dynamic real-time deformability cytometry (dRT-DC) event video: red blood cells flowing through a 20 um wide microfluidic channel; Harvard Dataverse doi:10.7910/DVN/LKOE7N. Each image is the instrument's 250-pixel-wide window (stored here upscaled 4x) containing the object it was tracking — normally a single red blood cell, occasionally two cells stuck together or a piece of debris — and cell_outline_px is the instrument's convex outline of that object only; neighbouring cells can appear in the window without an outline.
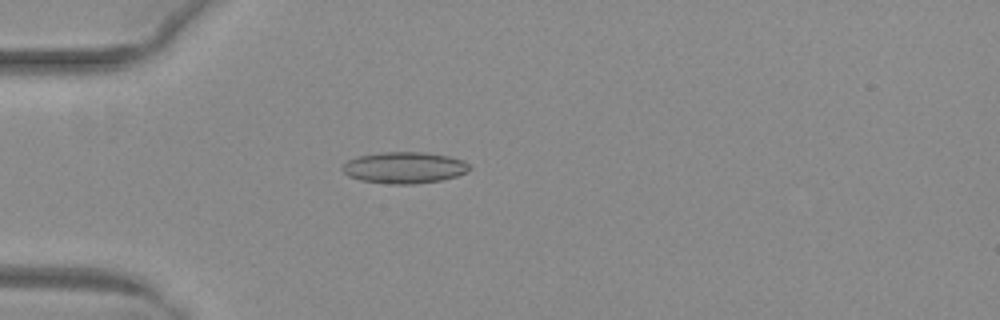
{"species": "common noctule bat (a hibernating species)", "species_latin": "Nyctalus noctula", "temperature_condition": "warm", "stored_images_in_passage": 14, "camera_frame_rate_fps": 3000, "um_per_image_px": 0.085, "animal": {"sex": "female", "body_mass_g": 29.2, "forearm_length_mm": 56.3}, "frame": {"image": 1, "passage_image": 10, "time_ms": 3.0, "image_size_px": [1000, 320], "cell_outline_px": [[472, 168], [456, 176], [440, 180], [412, 184], [388, 184], [360, 180], [348, 176], [340, 168], [348, 160], [360, 156], [384, 152], [424, 152], [448, 156], [464, 160]], "centroid_in_image_um": [34.35, 14.25], "position_along_channel_um": 50.6, "area_um2": 23.12}}